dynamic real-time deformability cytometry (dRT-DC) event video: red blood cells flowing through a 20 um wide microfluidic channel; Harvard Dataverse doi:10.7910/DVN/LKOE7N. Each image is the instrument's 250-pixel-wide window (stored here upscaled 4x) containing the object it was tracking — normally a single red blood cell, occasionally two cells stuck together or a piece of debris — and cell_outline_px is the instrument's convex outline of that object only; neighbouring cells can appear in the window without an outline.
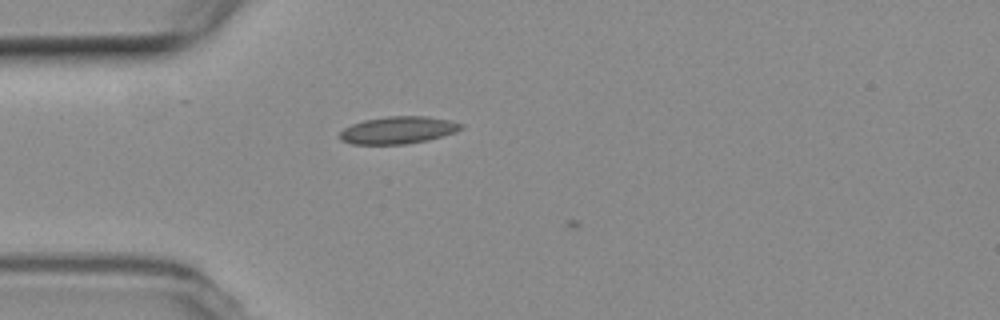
{"species": "common noctule bat (a hibernating species)", "species_latin": "Nyctalus noctula", "temperature_condition": "room temperature", "stored_images_in_passage": 4, "camera_frame_rate_fps": 3000, "um_per_image_px": 0.085, "animal": {"sex": "female", "body_mass_g": 19.3, "forearm_length_mm": 54.1}, "frame": {"image": 1, "passage_image": 3, "time_ms": 0.667, "image_size_px": [1000, 320], "cell_outline_px": [[464, 128], [456, 132], [428, 140], [404, 144], [352, 144], [340, 140], [340, 132], [344, 128], [352, 124], [364, 120], [388, 116], [428, 116], [452, 120], [464, 124]], "centroid_in_image_um": [33.88, 11.05], "position_along_channel_um": 51.1, "area_um2": 19.42}}